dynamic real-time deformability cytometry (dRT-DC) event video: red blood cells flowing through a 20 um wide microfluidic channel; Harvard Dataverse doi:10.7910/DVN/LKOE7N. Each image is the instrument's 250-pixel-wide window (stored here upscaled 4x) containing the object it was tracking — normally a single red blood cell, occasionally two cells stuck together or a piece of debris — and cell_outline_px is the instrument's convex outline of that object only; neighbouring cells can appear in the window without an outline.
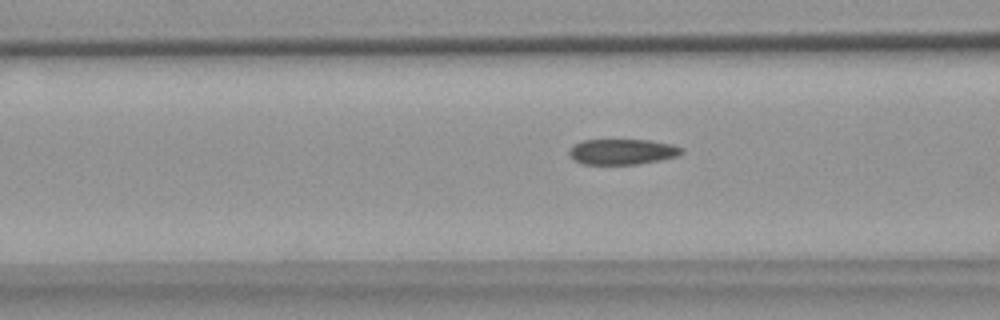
{"species": "common noctule bat (a hibernating species)", "species_latin": "Nyctalus noctula", "temperature_condition": "warm", "stored_images_in_passage": 55, "camera_frame_rate_fps": 3000, "um_per_image_px": 0.085, "animal": {"sex": "female", "body_mass_g": 18.4}, "frame": {"image": 1, "passage_image": 21, "time_ms": 6.667, "image_size_px": [1000, 320], "cell_outline_px": [[684, 152], [676, 156], [660, 160], [636, 164], [580, 164], [572, 160], [568, 156], [568, 148], [572, 144], [580, 140], [648, 140], [672, 144], [684, 148]], "centroid_in_image_um": [52.81, 12.89], "position_along_channel_um": 113.8, "area_um2": 17.05}}
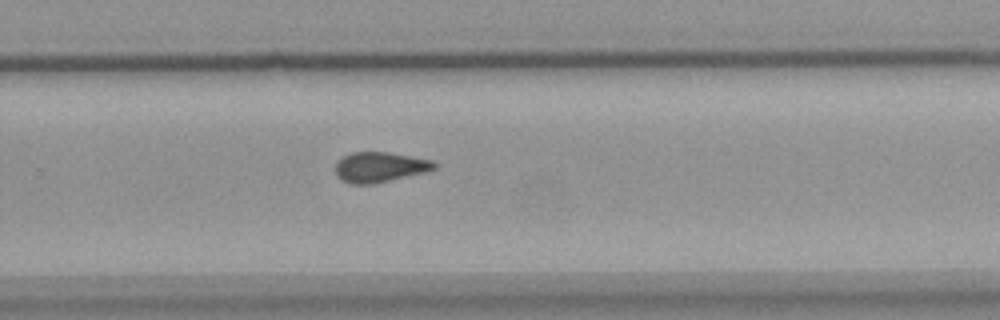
{"frame": {"image": 2, "passage_image": 36, "time_ms": 11.667, "image_size_px": [1000, 320], "cell_outline_px": [[436, 168], [424, 172], [372, 184], [352, 184], [340, 180], [336, 172], [336, 164], [344, 156], [352, 152], [388, 152], [432, 160], [436, 164]], "centroid_in_image_um": [32.27, 14.2], "position_along_channel_um": 297.5, "area_um2": 17.11}}
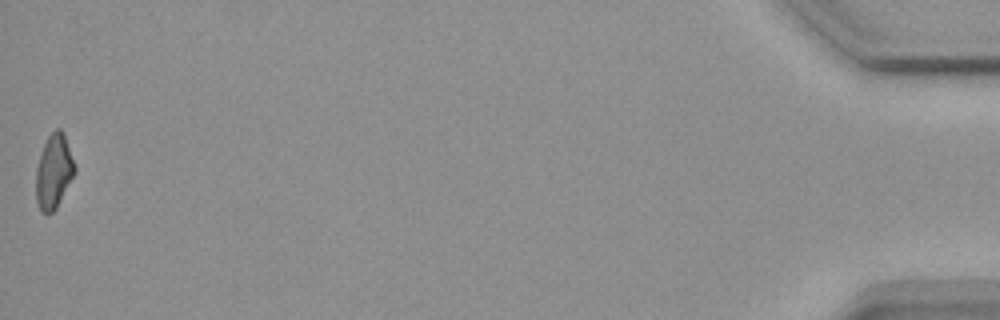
{"frame": {"image": 3, "passage_image": 55, "time_ms": 18.0, "image_size_px": [1000, 320], "cell_outline_px": [[76, 172], [56, 208], [48, 216], [40, 212], [36, 200], [36, 168], [44, 144], [48, 136], [56, 128], [60, 128], [64, 132], [76, 168]], "centroid_in_image_um": [4.57, 14.6], "position_along_channel_um": 430.6, "area_um2": 16.88}, "authors_computed_cell_mechanics": {"area_um2": 17.34, "velocity_mm_per_s": 3.6876, "shape_relaxation_time_tau1_ms": null, "shape_relaxation_time_tau2_ms": 3.1875, "deformation_change_tau1": null, "deformation_change_tau2": 0.0792}}